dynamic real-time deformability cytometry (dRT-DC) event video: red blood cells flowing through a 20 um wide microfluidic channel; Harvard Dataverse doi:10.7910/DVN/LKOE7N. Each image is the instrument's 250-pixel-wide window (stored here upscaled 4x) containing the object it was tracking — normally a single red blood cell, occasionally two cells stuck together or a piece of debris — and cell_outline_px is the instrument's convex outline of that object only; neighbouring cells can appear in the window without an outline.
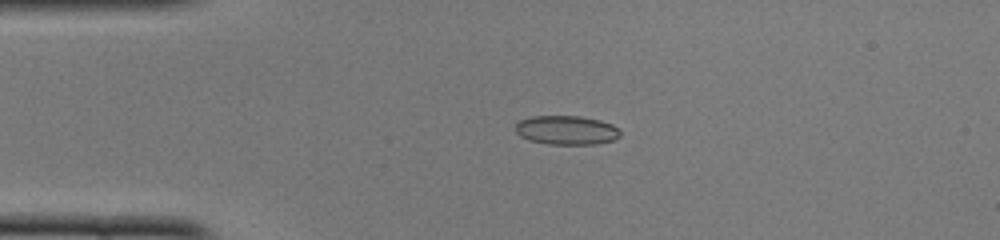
{"species": "common noctule bat (a hibernating species)", "species_latin": "Nyctalus noctula", "temperature_condition": "cold", "stored_images_in_passage": 50, "camera_frame_rate_fps": 3000, "um_per_image_px": 0.085, "animal": {"sex": "female", "body_mass_g": 22.0, "forearm_length_mm": 56.7}, "frame": {"image": 1, "passage_image": 11, "time_ms": 3.333, "image_size_px": [1000, 240], "cell_outline_px": [[620, 136], [612, 140], [596, 144], [548, 144], [528, 140], [520, 136], [516, 132], [516, 124], [520, 120], [532, 116], [580, 116], [600, 120], [612, 124], [620, 132]], "centroid_in_image_um": [48.13, 11.06], "position_along_channel_um": 36.9, "area_um2": 17.69}}
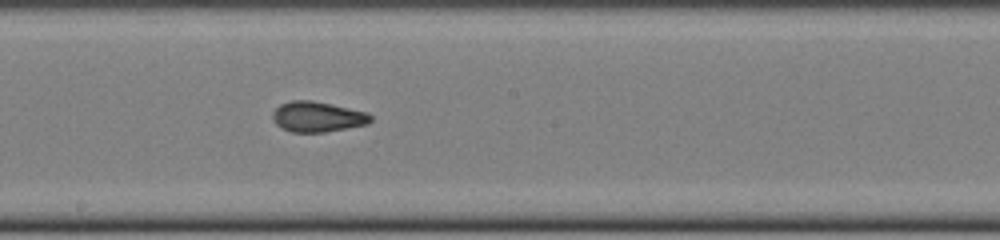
{"frame": {"image": 2, "passage_image": 27, "time_ms": 8.667, "image_size_px": [1000, 240], "cell_outline_px": [[372, 120], [368, 124], [324, 132], [292, 132], [280, 128], [276, 124], [272, 116], [272, 112], [280, 104], [292, 100], [312, 100], [368, 112], [372, 116]], "centroid_in_image_um": [26.98, 9.92], "position_along_channel_um": 221.2, "area_um2": 17.4}}
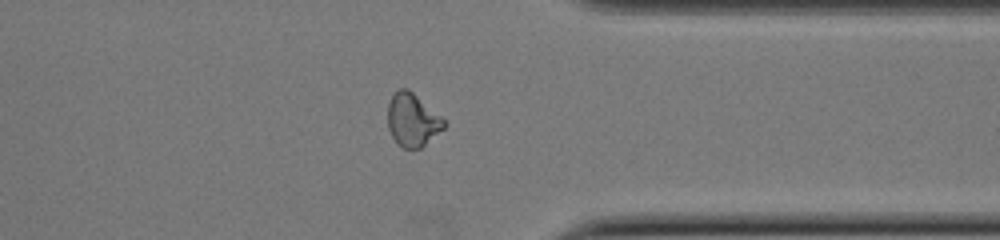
{"frame": {"image": 3, "passage_image": 39, "time_ms": 12.667, "image_size_px": [1000, 240], "cell_outline_px": [[448, 124], [444, 128], [420, 148], [404, 148], [396, 144], [388, 128], [388, 104], [392, 96], [400, 88], [408, 88], [440, 116]], "centroid_in_image_um": [35.04, 10.2], "position_along_channel_um": 376.4, "area_um2": 17.17}, "authors_computed_cell_mechanics": {"area_um2": 17.5712, "velocity_mm_per_s": 4.0199, "shape_relaxation_time_tau1_ms": null, "shape_relaxation_time_tau2_ms": 2.1194, "deformation_change_tau1": null, "deformation_change_tau2": 0.0801}}